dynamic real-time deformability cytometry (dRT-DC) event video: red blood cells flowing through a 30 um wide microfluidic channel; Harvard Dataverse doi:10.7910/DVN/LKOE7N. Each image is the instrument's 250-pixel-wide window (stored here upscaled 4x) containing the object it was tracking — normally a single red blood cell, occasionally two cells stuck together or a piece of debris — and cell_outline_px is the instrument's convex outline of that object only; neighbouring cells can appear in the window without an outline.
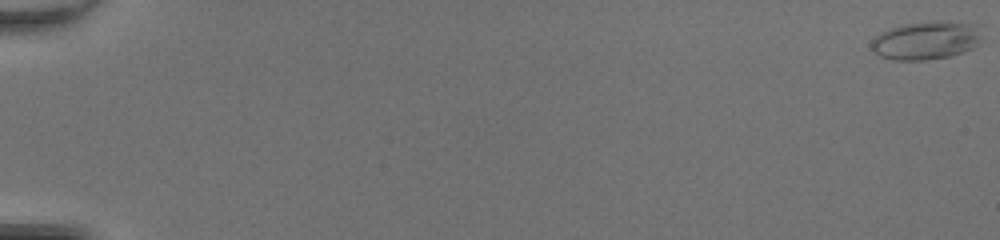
{"species": "common noctule bat (a hibernating species)", "species_latin": "Nyctalus noctula", "temperature_condition": "room temperature", "stored_images_in_passage": 51, "camera_frame_rate_fps": 3000, "um_per_image_px": 0.085, "animal": {"sex": "female", "body_mass_g": 20.0, "forearm_length_mm": 54.0}, "frame": {"image": 1, "passage_image": 1, "time_ms": 0.0, "image_size_px": [1000, 240], "cell_outline_px": [[980, 44], [972, 48], [952, 56], [924, 60], [892, 60], [880, 56], [872, 52], [872, 40], [880, 32], [888, 28], [900, 24], [940, 20], [948, 20], [976, 24], [980, 36]], "centroid_in_image_um": [78.7, 3.42], "position_along_channel_um": 6.3, "area_um2": 25.03}}
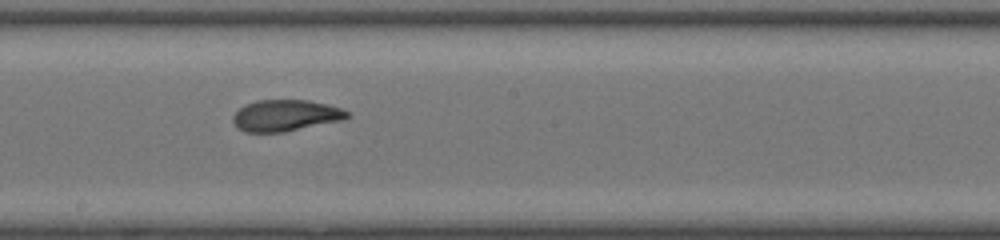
{"frame": {"image": 2, "passage_image": 31, "time_ms": 10.0, "image_size_px": [1000, 240], "cell_outline_px": [[352, 116], [344, 120], [284, 132], [244, 132], [236, 128], [232, 120], [232, 116], [244, 104], [256, 100], [308, 100], [328, 104], [344, 108]], "centroid_in_image_um": [24.29, 9.81], "position_along_channel_um": 223.9, "area_um2": 21.27}}
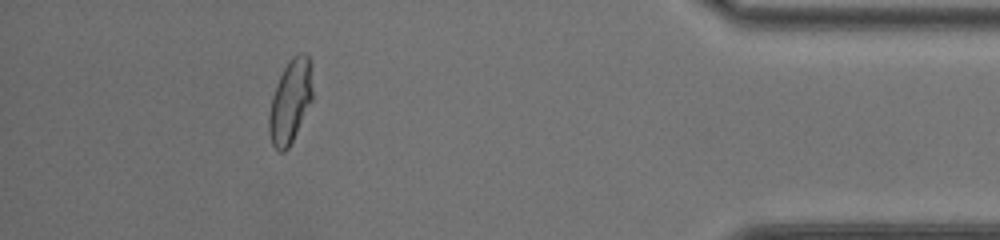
{"frame": {"image": 3, "passage_image": 47, "time_ms": 15.333, "image_size_px": [1000, 240], "cell_outline_px": [[312, 100], [288, 148], [284, 152], [280, 152], [272, 144], [268, 132], [268, 116], [272, 96], [280, 76], [288, 60], [292, 56], [300, 52], [304, 52], [308, 56], [312, 64]], "centroid_in_image_um": [24.68, 8.57], "position_along_channel_um": 410.5, "area_um2": 21.21}, "authors_computed_cell_mechanics": {"area_um2": 21.8484, "velocity_mm_per_s": 4.3053, "shape_relaxation_time_tau1_ms": 5.2553, "shape_relaxation_time_tau2_ms": 1.5603, "deformation_change_tau1": 0.1901, "deformation_change_tau2": 0.0857}}